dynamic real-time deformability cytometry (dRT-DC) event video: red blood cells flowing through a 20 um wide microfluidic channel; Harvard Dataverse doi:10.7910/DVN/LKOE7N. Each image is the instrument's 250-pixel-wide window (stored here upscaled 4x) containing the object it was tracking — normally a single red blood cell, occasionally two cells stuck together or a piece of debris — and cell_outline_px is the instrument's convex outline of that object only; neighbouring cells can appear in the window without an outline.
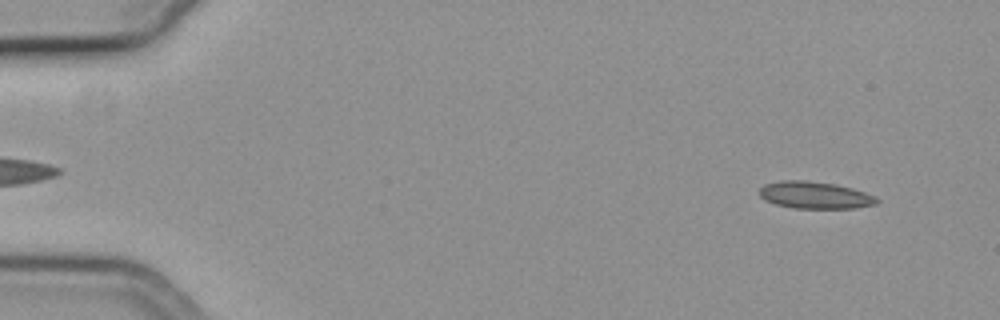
{"species": "common noctule bat (a hibernating species)", "species_latin": "Nyctalus noctula", "temperature_condition": "cold", "stored_images_in_passage": 52, "camera_frame_rate_fps": 3000, "um_per_image_px": 0.085, "animal": {"sex": "female", "body_mass_g": 19.3, "forearm_length_mm": 54.1}, "frame": {"image": 1, "passage_image": 1, "time_ms": 0.0, "image_size_px": [1000, 320], "cell_outline_px": [[880, 200], [876, 204], [856, 208], [792, 208], [776, 204], [764, 200], [760, 196], [760, 188], [764, 184], [780, 180], [804, 180], [836, 184], [852, 188], [876, 196]], "centroid_in_image_um": [69.27, 16.58], "position_along_channel_um": 15.7, "area_um2": 18.61}}
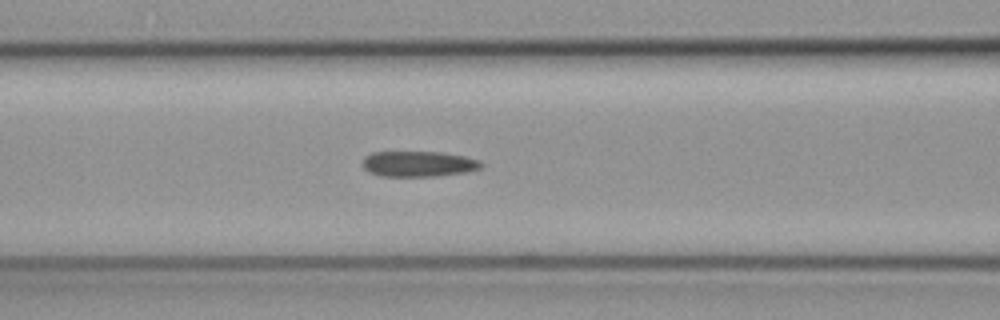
{"frame": {"image": 2, "passage_image": 20, "time_ms": 6.333, "image_size_px": [1000, 320], "cell_outline_px": [[484, 164], [480, 168], [464, 172], [436, 176], [380, 176], [368, 172], [364, 168], [364, 156], [372, 152], [440, 152], [464, 156], [480, 160]], "centroid_in_image_um": [35.56, 13.93], "position_along_channel_um": 131.0, "area_um2": 17.63}}
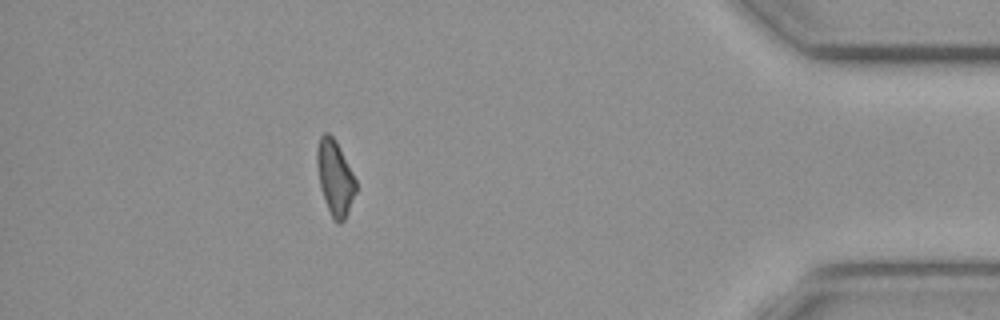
{"frame": {"image": 3, "passage_image": 46, "time_ms": 15.0, "image_size_px": [1000, 320], "cell_outline_px": [[356, 192], [344, 220], [340, 224], [336, 224], [332, 220], [324, 200], [320, 184], [316, 164], [316, 148], [320, 136], [324, 132], [328, 132], [336, 140], [356, 180]], "centroid_in_image_um": [28.45, 15.11], "position_along_channel_um": 406.7, "area_um2": 17.11}}